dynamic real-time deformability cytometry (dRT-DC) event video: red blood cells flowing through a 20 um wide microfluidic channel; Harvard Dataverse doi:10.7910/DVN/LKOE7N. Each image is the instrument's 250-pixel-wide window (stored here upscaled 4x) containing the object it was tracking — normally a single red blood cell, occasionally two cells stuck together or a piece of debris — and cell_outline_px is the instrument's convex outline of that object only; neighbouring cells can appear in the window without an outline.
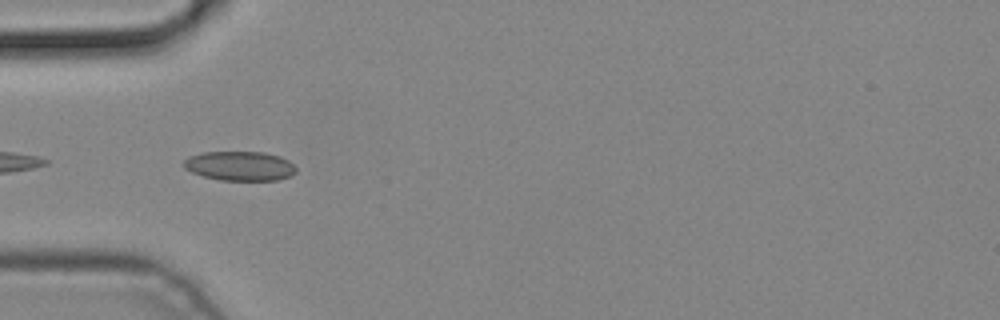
{"species": "common noctule bat (a hibernating species)", "species_latin": "Nyctalus noctula", "temperature_condition": "cold", "stored_images_in_passage": 6, "camera_frame_rate_fps": 3000, "um_per_image_px": 0.085, "animal": {"sex": "male", "body_mass_g": 19.2, "forearm_length_mm": 51.8}, "frame": {"image": 1, "passage_image": 5, "time_ms": 1.333, "image_size_px": [1000, 320], "cell_outline_px": [[296, 172], [292, 176], [276, 180], [220, 180], [204, 176], [192, 172], [184, 168], [184, 160], [188, 156], [200, 152], [264, 152], [280, 156], [288, 160], [296, 168]], "centroid_in_image_um": [20.39, 14.1], "position_along_channel_um": 64.6, "area_um2": 19.31}}
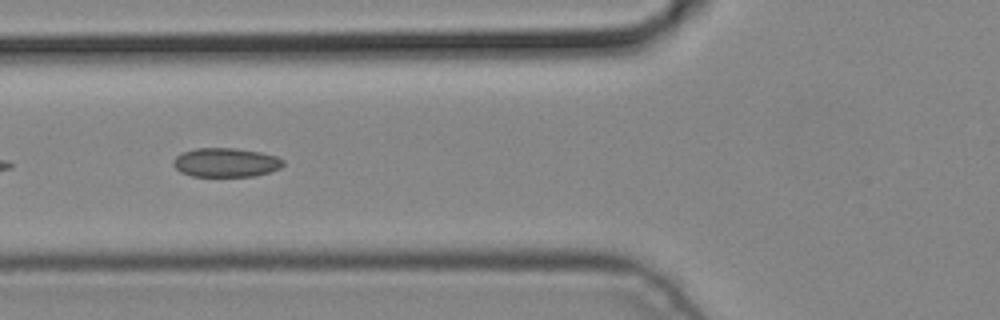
{"frame": {"image": 2, "passage_image": 6, "time_ms": 1.667, "image_size_px": [1000, 320], "cell_outline_px": [[284, 164], [280, 168], [256, 176], [192, 176], [180, 172], [172, 164], [172, 160], [180, 152], [196, 148], [236, 148], [260, 152], [276, 156], [284, 160]], "centroid_in_image_um": [19.17, 13.8], "position_along_channel_um": 106.6, "area_um2": 18.73}}